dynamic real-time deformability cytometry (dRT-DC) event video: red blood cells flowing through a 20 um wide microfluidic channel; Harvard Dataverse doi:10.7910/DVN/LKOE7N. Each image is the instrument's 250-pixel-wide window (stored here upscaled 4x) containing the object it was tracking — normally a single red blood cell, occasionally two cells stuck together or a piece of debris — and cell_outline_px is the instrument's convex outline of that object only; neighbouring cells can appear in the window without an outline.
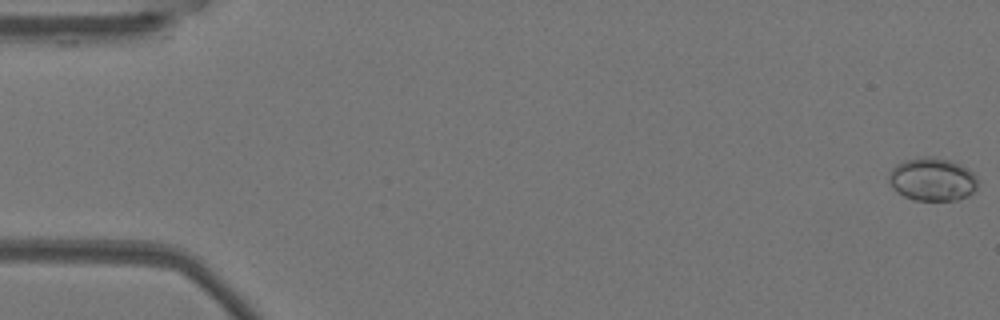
{"species": "Egyptian fruit bat (a non-hibernating species)", "species_latin": "Rousettus aegyptiacus", "temperature_condition": "warm", "stored_images_in_passage": 30, "camera_frame_rate_fps": 3000, "um_per_image_px": 0.085, "animal": {"sex": "female"}, "frame": {"image": 1, "passage_image": 1, "time_ms": 0.0, "image_size_px": [1000, 320], "cell_outline_px": [[976, 188], [968, 196], [956, 200], [916, 200], [904, 196], [896, 192], [892, 188], [888, 180], [888, 176], [892, 168], [896, 164], [904, 160], [924, 156], [932, 156], [948, 160], [960, 164], [968, 168], [976, 176]], "centroid_in_image_um": [79.22, 15.24], "position_along_channel_um": 5.8, "area_um2": 22.43}}
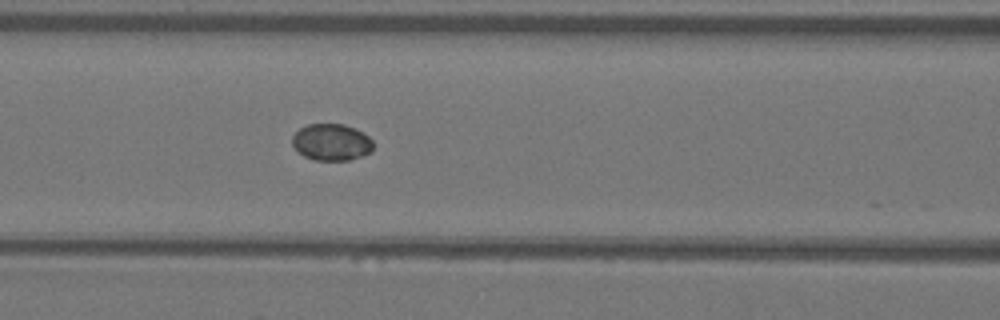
{"frame": {"image": 2, "passage_image": 23, "time_ms": 7.333, "image_size_px": [1000, 320], "cell_outline_px": [[372, 152], [348, 160], [312, 160], [304, 156], [292, 144], [292, 136], [300, 128], [308, 124], [344, 124], [356, 128], [368, 136], [372, 140]], "centroid_in_image_um": [28.18, 12.08], "position_along_channel_um": 138.4, "area_um2": 17.28}}
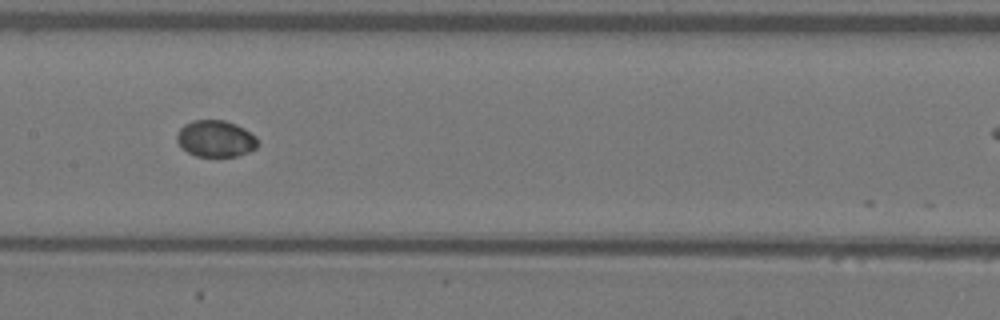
{"frame": {"image": 3, "passage_image": 27, "time_ms": 8.667, "image_size_px": [1000, 320], "cell_outline_px": [[260, 144], [256, 148], [248, 152], [236, 156], [196, 156], [188, 152], [176, 140], [176, 136], [180, 128], [184, 124], [192, 120], [224, 120], [236, 124], [244, 128], [256, 136]], "centroid_in_image_um": [18.35, 11.77], "position_along_channel_um": 189.0, "area_um2": 17.28}}